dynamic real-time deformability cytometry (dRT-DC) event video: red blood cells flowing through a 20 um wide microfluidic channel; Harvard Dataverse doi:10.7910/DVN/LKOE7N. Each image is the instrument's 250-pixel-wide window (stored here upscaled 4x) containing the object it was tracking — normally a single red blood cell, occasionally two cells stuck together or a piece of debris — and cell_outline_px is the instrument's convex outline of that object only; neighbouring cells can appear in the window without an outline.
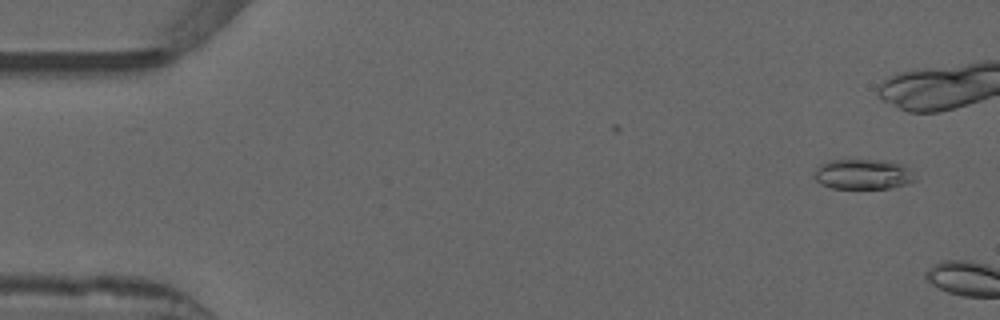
{"species": "common noctule bat (a hibernating species)", "species_latin": "Nyctalus noctula", "temperature_condition": "warm", "stored_images_in_passage": 5, "camera_frame_rate_fps": 3000, "um_per_image_px": 0.085, "animal": {"sex": "male", "forearm_length_mm": 52.5}, "frame": {"image": 1, "passage_image": 2, "time_ms": 0.333, "image_size_px": [1000, 320], "cell_outline_px": [[916, 180], [908, 184], [892, 188], [832, 188], [820, 184], [812, 176], [816, 168], [820, 164], [828, 160], [892, 160], [900, 164], [912, 172], [916, 176]], "centroid_in_image_um": [73.35, 14.81], "position_along_channel_um": 11.7, "area_um2": 17.98}}